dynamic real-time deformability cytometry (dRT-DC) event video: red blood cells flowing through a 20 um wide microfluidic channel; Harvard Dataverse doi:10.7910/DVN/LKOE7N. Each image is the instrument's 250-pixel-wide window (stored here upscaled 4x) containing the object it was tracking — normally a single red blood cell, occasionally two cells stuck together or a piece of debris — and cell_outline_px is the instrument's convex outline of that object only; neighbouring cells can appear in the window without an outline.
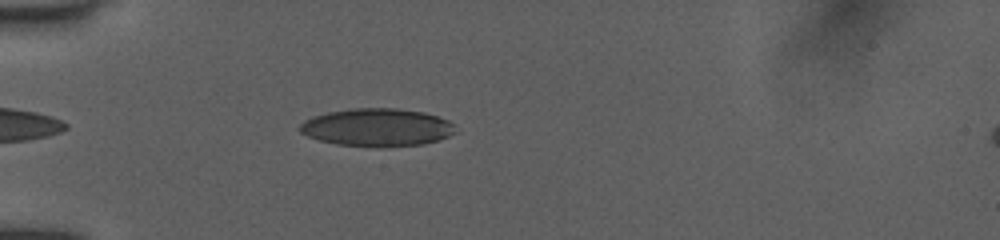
{"species": "human", "species_latin": "Homo sapiens", "temperature_condition": "room temperature", "stored_images_in_passage": 55, "camera_frame_rate_fps": 3000, "um_per_image_px": 0.085, "donor": {"sex": "female"}, "frame": {"image": 1, "passage_image": 3, "time_ms": 0.667, "image_size_px": [1000, 240], "cell_outline_px": [[456, 132], [448, 136], [424, 144], [336, 144], [320, 140], [308, 136], [300, 132], [300, 124], [304, 120], [312, 116], [328, 112], [352, 108], [396, 108], [424, 112], [448, 120], [456, 124]], "centroid_in_image_um": [32.06, 10.77], "position_along_channel_um": 52.9, "area_um2": 33.35}}
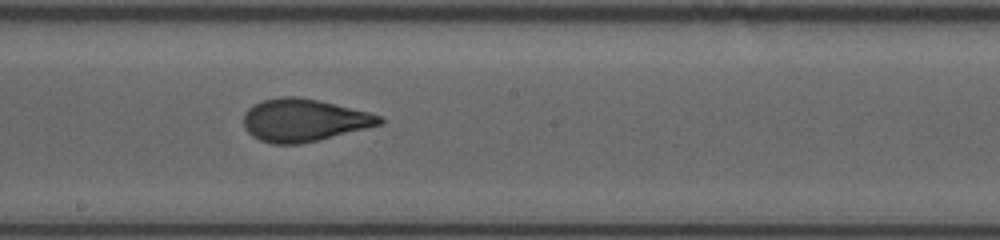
{"frame": {"image": 2, "passage_image": 23, "time_ms": 5.333, "image_size_px": [1000, 240], "cell_outline_px": [[384, 124], [320, 140], [300, 144], [272, 144], [260, 140], [252, 136], [244, 128], [244, 112], [252, 104], [264, 100], [284, 96], [296, 96], [316, 100], [368, 112], [380, 116], [384, 120]], "centroid_in_image_um": [25.81, 10.23], "position_along_channel_um": 222.4, "area_um2": 33.76}}
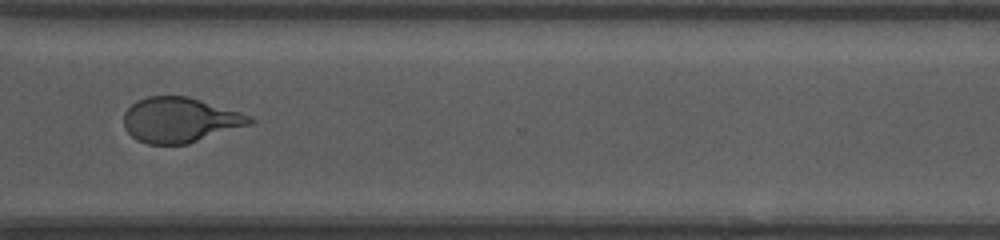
{"frame": {"image": 3, "passage_image": 43, "time_ms": 8.667, "image_size_px": [1000, 240], "cell_outline_px": [[256, 120], [252, 124], [188, 144], [148, 144], [136, 140], [124, 128], [124, 112], [136, 100], [148, 96], [188, 96], [240, 112], [252, 116]], "centroid_in_image_um": [15.3, 10.2], "position_along_channel_um": 355.3, "area_um2": 33.23}, "authors_computed_cell_mechanics": {"area_um2": 33.4084, "velocity_mm_per_s": 3.9985, "shape_relaxation_time_tau1_ms": 5.2428, "shape_relaxation_time_tau2_ms": 0.9236, "deformation_change_tau1": 0.1775, "deformation_change_tau2": 0.0714}}